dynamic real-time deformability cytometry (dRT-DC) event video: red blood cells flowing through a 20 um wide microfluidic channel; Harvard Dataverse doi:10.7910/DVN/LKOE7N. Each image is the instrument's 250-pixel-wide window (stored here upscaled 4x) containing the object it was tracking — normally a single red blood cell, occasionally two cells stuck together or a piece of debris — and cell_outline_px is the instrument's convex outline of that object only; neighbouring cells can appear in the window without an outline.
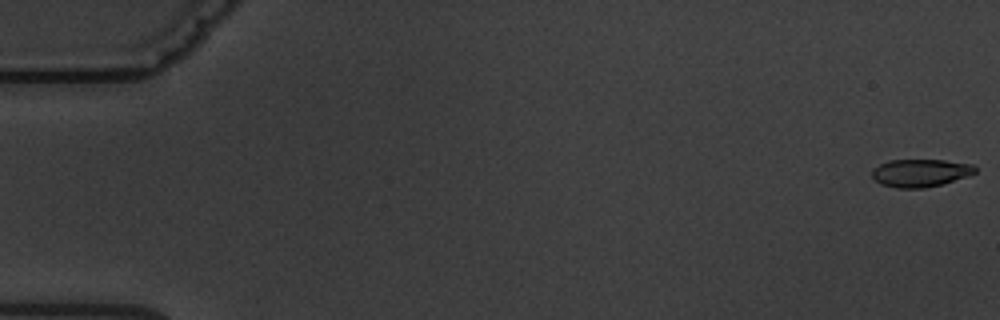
{"species": "common noctule bat (a hibernating species)", "species_latin": "Nyctalus noctula", "temperature_condition": "warm", "stored_images_in_passage": 5, "camera_frame_rate_fps": 3000, "um_per_image_px": 0.085, "animal": {"sex": "male", "body_mass_g": 19.5, "forearm_length_mm": 54.6}, "frame": {"image": 1, "passage_image": 1, "time_ms": 0.0, "image_size_px": [1000, 320], "cell_outline_px": [[976, 172], [968, 176], [940, 184], [924, 188], [896, 188], [880, 184], [872, 176], [872, 168], [888, 160], [944, 160], [972, 164], [976, 168]], "centroid_in_image_um": [78.21, 14.69], "position_along_channel_um": 6.8, "area_um2": 16.65}}